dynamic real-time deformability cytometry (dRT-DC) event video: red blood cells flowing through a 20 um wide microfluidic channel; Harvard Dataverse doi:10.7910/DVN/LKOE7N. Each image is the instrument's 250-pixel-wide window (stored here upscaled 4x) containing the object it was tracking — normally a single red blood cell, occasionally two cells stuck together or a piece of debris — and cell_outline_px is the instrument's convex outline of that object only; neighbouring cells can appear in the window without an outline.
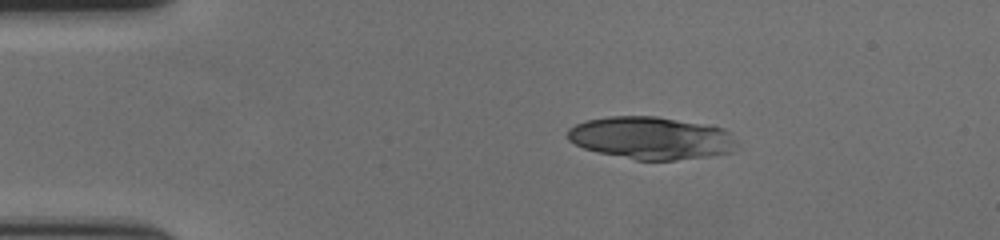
{"species": "human", "species_latin": "Homo sapiens", "temperature_condition": "cold", "stored_images_in_passage": 48, "camera_frame_rate_fps": 3000, "um_per_image_px": 0.085, "donor": {"sex": "female"}, "frame": {"image": 1, "passage_image": 1, "time_ms": 0.0, "image_size_px": [1000, 240], "cell_outline_px": [[740, 144], [732, 152], [708, 156], [676, 160], [636, 160], [600, 152], [584, 148], [568, 140], [568, 128], [576, 124], [588, 120], [612, 116], [656, 116], [724, 128]], "centroid_in_image_um": [55.38, 11.73], "position_along_channel_um": 29.6, "area_um2": 41.73}}
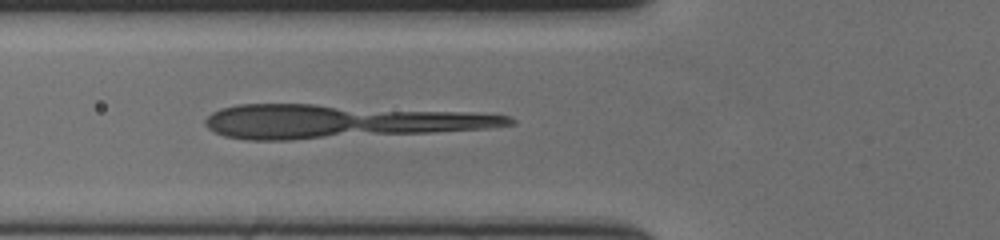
{"frame": {"image": 2, "passage_image": 12, "time_ms": 3.667, "image_size_px": [1000, 240], "cell_outline_px": [[516, 124], [492, 128], [436, 132], [292, 140], [248, 140], [224, 136], [208, 128], [204, 124], [204, 120], [212, 112], [220, 108], [236, 104], [312, 104], [472, 112], [508, 116], [516, 120]], "centroid_in_image_um": [28.88, 10.32], "position_along_channel_um": 96.9, "area_um2": 59.53}}
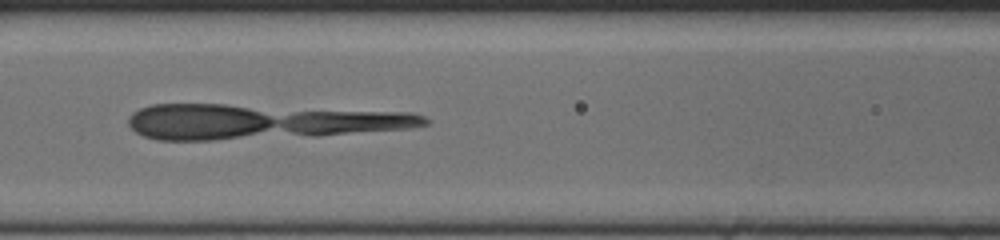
{"frame": {"image": 3, "passage_image": 16, "time_ms": 5.0, "image_size_px": [1000, 240], "cell_outline_px": [[432, 120], [428, 124], [408, 128], [316, 136], [212, 140], [156, 140], [144, 136], [136, 132], [128, 124], [128, 116], [132, 112], [140, 108], [152, 104], [224, 104], [412, 112], [424, 116]], "centroid_in_image_um": [22.17, 10.33], "position_along_channel_um": 144.4, "area_um2": 60.57}}